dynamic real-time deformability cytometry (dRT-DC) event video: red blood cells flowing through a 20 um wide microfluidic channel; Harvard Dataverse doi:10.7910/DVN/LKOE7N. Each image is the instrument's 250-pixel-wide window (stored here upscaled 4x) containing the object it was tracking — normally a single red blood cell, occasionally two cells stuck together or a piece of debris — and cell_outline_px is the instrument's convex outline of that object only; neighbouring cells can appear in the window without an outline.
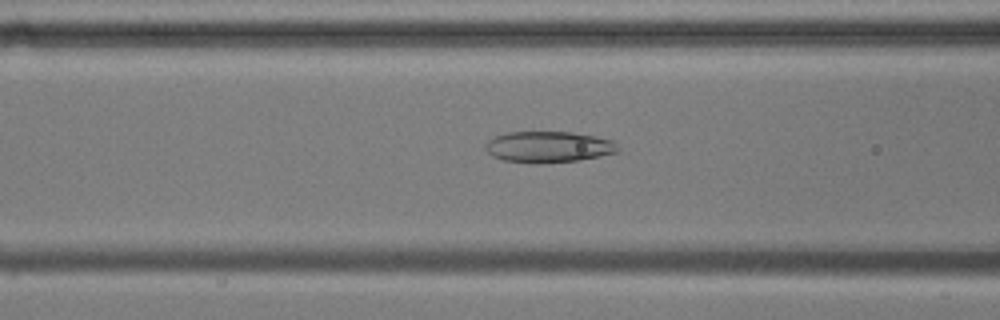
{"species": "common noctule bat (a hibernating species)", "species_latin": "Nyctalus noctula", "temperature_condition": "cold", "stored_images_in_passage": 45, "camera_frame_rate_fps": 3000, "um_per_image_px": 0.085, "animal": {"sex": "male", "body_mass_g": 17.9, "forearm_length_mm": 54.2}, "frame": {"image": 1, "passage_image": 11, "time_ms": 3.333, "image_size_px": [1000, 320], "cell_outline_px": [[620, 152], [580, 160], [504, 160], [492, 156], [484, 148], [484, 144], [488, 140], [496, 136], [508, 132], [572, 132], [612, 140], [616, 144]], "centroid_in_image_um": [46.64, 12.44], "position_along_channel_um": 120.0, "area_um2": 23.0}}
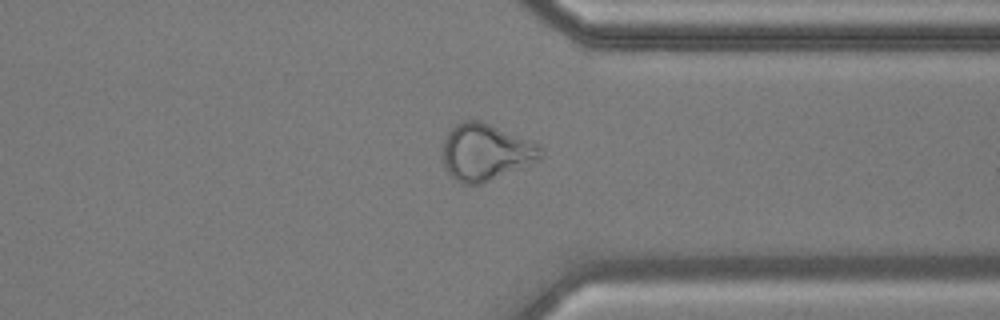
{"frame": {"image": 2, "passage_image": 32, "time_ms": 10.333, "image_size_px": [1000, 320], "cell_outline_px": [[544, 152], [540, 160], [480, 184], [460, 184], [448, 172], [444, 164], [444, 140], [448, 132], [460, 120], [480, 120], [536, 144], [544, 148]], "centroid_in_image_um": [41.27, 12.94], "position_along_channel_um": 370.1, "area_um2": 31.91}}
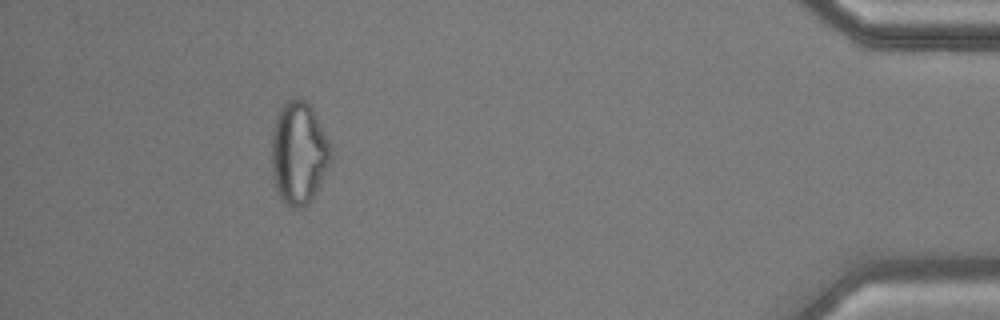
{"frame": {"image": 3, "passage_image": 40, "time_ms": 13.0, "image_size_px": [1000, 320], "cell_outline_px": [[332, 156], [308, 204], [304, 208], [288, 208], [280, 196], [276, 188], [272, 176], [272, 128], [276, 116], [280, 108], [292, 96], [300, 96], [312, 108], [332, 148]], "centroid_in_image_um": [25.36, 12.97], "position_along_channel_um": 409.8, "area_um2": 35.2}, "authors_computed_cell_mechanics": {"area_um2": 28.322, "velocity_mm_per_s": 3.6011, "shape_relaxation_time_tau1_ms": null, "shape_relaxation_time_tau2_ms": 2.4644, "deformation_change_tau1": null, "deformation_change_tau2": 0.0941}}